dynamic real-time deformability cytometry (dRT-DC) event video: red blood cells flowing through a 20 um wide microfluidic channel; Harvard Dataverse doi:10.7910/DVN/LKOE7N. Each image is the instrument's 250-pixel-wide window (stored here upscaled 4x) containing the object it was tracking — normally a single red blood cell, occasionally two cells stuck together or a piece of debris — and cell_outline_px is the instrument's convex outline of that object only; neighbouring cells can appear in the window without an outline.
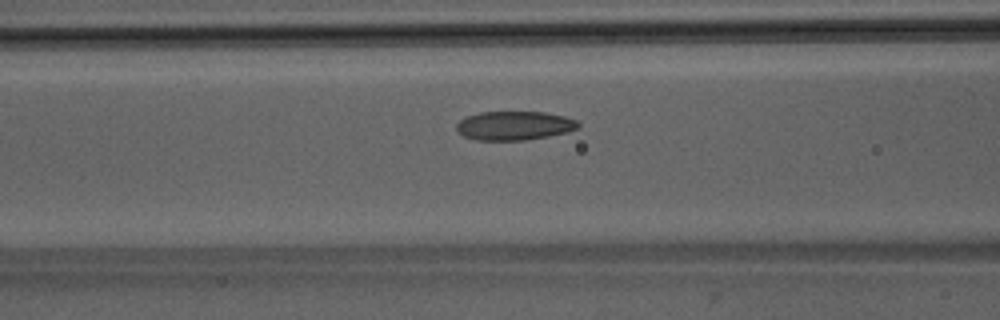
{"species": "Egyptian fruit bat (a non-hibernating species)", "species_latin": "Rousettus aegyptiacus", "temperature_condition": "room temperature", "stored_images_in_passage": 42, "camera_frame_rate_fps": 3000, "um_per_image_px": 0.085, "animal": {"sex": "male"}, "frame": {"image": 1, "passage_image": 12, "time_ms": 3.667, "image_size_px": [1000, 320], "cell_outline_px": [[580, 128], [568, 132], [548, 136], [524, 140], [476, 140], [464, 136], [456, 128], [456, 124], [460, 120], [468, 116], [480, 112], [544, 112], [564, 116], [576, 120], [580, 124]], "centroid_in_image_um": [43.75, 10.68], "position_along_channel_um": 122.9, "area_um2": 20.46}}
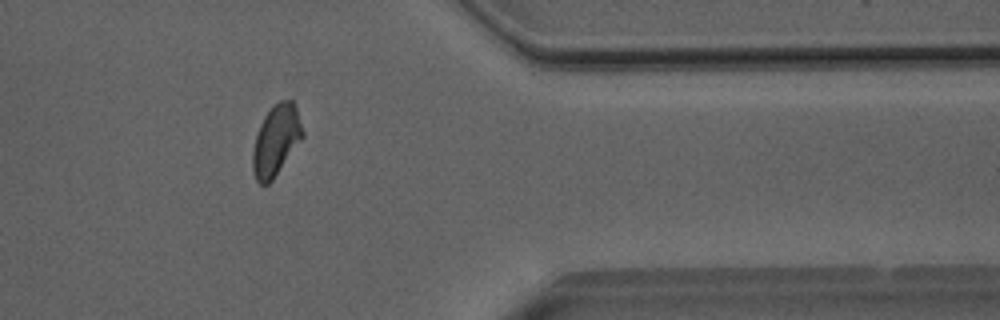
{"frame": {"image": 2, "passage_image": 33, "time_ms": 10.667, "image_size_px": [1000, 320], "cell_outline_px": [[304, 136], [272, 180], [268, 184], [260, 184], [256, 180], [252, 168], [252, 152], [256, 136], [260, 124], [264, 116], [280, 100], [292, 100], [296, 108], [304, 132]], "centroid_in_image_um": [23.46, 11.94], "position_along_channel_um": 387.9, "area_um2": 20.23}}
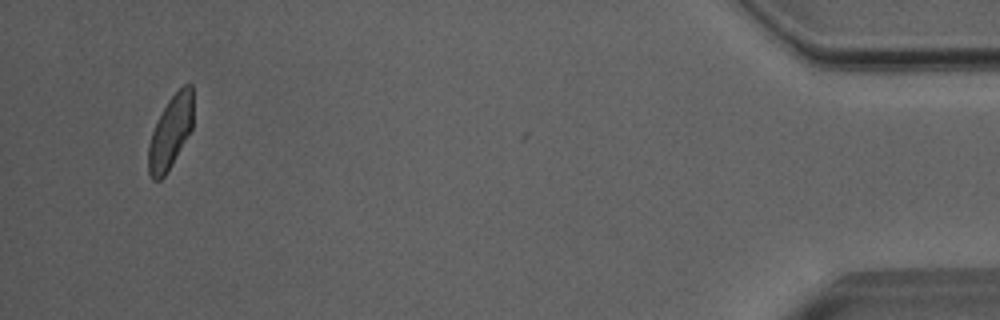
{"frame": {"image": 3, "passage_image": 40, "time_ms": 13.0, "image_size_px": [1000, 320], "cell_outline_px": [[192, 128], [164, 176], [160, 180], [152, 180], [148, 172], [148, 144], [152, 132], [168, 100], [184, 84], [192, 84]], "centroid_in_image_um": [14.47, 11.24], "position_along_channel_um": 420.7, "area_um2": 18.5}, "authors_computed_cell_mechanics": {"area_um2": 20.3167, "velocity_mm_per_s": 4.0189, "shape_relaxation_time_tau1_ms": 3.8675, "shape_relaxation_time_tau2_ms": 1.5717, "deformation_change_tau1": 0.114, "deformation_change_tau2": 0.0642}}